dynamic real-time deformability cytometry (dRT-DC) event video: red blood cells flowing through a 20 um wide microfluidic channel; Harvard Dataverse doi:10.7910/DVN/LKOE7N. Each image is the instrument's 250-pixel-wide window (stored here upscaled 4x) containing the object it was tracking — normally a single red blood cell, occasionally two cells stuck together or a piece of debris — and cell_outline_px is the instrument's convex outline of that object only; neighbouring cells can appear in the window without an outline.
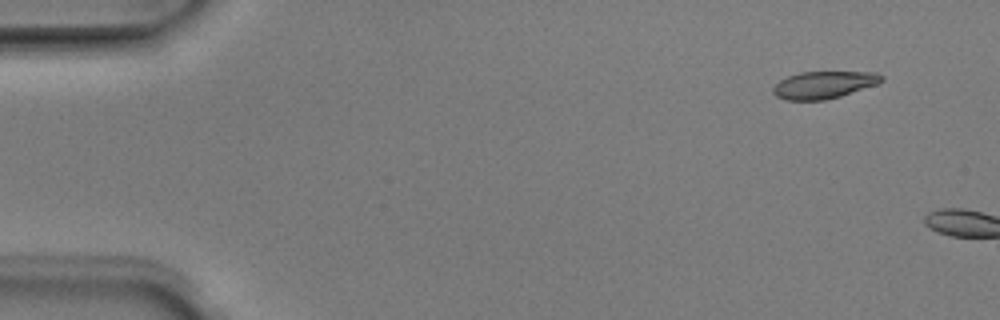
{"species": "Egyptian fruit bat (a non-hibernating species)", "species_latin": "Rousettus aegyptiacus", "temperature_condition": "room temperature", "stored_images_in_passage": 2, "camera_frame_rate_fps": 3000, "um_per_image_px": 0.085, "animal": {"sex": "male"}, "frame": {"image": 1, "passage_image": 1, "time_ms": 0.0, "image_size_px": [1000, 320], "cell_outline_px": [[884, 80], [876, 84], [840, 96], [824, 100], [784, 100], [776, 96], [772, 92], [772, 88], [780, 80], [788, 76], [800, 72], [876, 72], [884, 76]], "centroid_in_image_um": [70.0, 7.21], "position_along_channel_um": 15.0, "area_um2": 17.17}}